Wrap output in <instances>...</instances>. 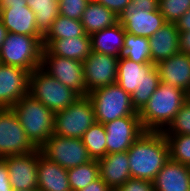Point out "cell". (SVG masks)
Here are the masks:
<instances>
[{"instance_id": "obj_22", "label": "cell", "mask_w": 190, "mask_h": 191, "mask_svg": "<svg viewBox=\"0 0 190 191\" xmlns=\"http://www.w3.org/2000/svg\"><path fill=\"white\" fill-rule=\"evenodd\" d=\"M155 191H190L189 166L169 159L153 181Z\"/></svg>"}, {"instance_id": "obj_35", "label": "cell", "mask_w": 190, "mask_h": 191, "mask_svg": "<svg viewBox=\"0 0 190 191\" xmlns=\"http://www.w3.org/2000/svg\"><path fill=\"white\" fill-rule=\"evenodd\" d=\"M115 191H155L152 181L129 178L123 185Z\"/></svg>"}, {"instance_id": "obj_25", "label": "cell", "mask_w": 190, "mask_h": 191, "mask_svg": "<svg viewBox=\"0 0 190 191\" xmlns=\"http://www.w3.org/2000/svg\"><path fill=\"white\" fill-rule=\"evenodd\" d=\"M119 22V17L95 0L88 1L81 23L86 34L91 35Z\"/></svg>"}, {"instance_id": "obj_41", "label": "cell", "mask_w": 190, "mask_h": 191, "mask_svg": "<svg viewBox=\"0 0 190 191\" xmlns=\"http://www.w3.org/2000/svg\"><path fill=\"white\" fill-rule=\"evenodd\" d=\"M175 24L179 32L190 31V9Z\"/></svg>"}, {"instance_id": "obj_16", "label": "cell", "mask_w": 190, "mask_h": 191, "mask_svg": "<svg viewBox=\"0 0 190 191\" xmlns=\"http://www.w3.org/2000/svg\"><path fill=\"white\" fill-rule=\"evenodd\" d=\"M119 23L125 32L150 38L166 21L159 10L141 11L130 3L119 16Z\"/></svg>"}, {"instance_id": "obj_4", "label": "cell", "mask_w": 190, "mask_h": 191, "mask_svg": "<svg viewBox=\"0 0 190 191\" xmlns=\"http://www.w3.org/2000/svg\"><path fill=\"white\" fill-rule=\"evenodd\" d=\"M11 109L38 149L53 134L55 113L31 95L22 97Z\"/></svg>"}, {"instance_id": "obj_43", "label": "cell", "mask_w": 190, "mask_h": 191, "mask_svg": "<svg viewBox=\"0 0 190 191\" xmlns=\"http://www.w3.org/2000/svg\"><path fill=\"white\" fill-rule=\"evenodd\" d=\"M7 34H8V31L4 27V24L2 23V21L0 20V49L4 43V40L7 36Z\"/></svg>"}, {"instance_id": "obj_34", "label": "cell", "mask_w": 190, "mask_h": 191, "mask_svg": "<svg viewBox=\"0 0 190 191\" xmlns=\"http://www.w3.org/2000/svg\"><path fill=\"white\" fill-rule=\"evenodd\" d=\"M88 0H61L59 4V14L81 21L83 12L87 6Z\"/></svg>"}, {"instance_id": "obj_1", "label": "cell", "mask_w": 190, "mask_h": 191, "mask_svg": "<svg viewBox=\"0 0 190 191\" xmlns=\"http://www.w3.org/2000/svg\"><path fill=\"white\" fill-rule=\"evenodd\" d=\"M127 153L131 178L152 182L170 159L163 132L144 131Z\"/></svg>"}, {"instance_id": "obj_8", "label": "cell", "mask_w": 190, "mask_h": 191, "mask_svg": "<svg viewBox=\"0 0 190 191\" xmlns=\"http://www.w3.org/2000/svg\"><path fill=\"white\" fill-rule=\"evenodd\" d=\"M95 122V110L90 98L80 96L70 106L55 113L53 134L82 138Z\"/></svg>"}, {"instance_id": "obj_5", "label": "cell", "mask_w": 190, "mask_h": 191, "mask_svg": "<svg viewBox=\"0 0 190 191\" xmlns=\"http://www.w3.org/2000/svg\"><path fill=\"white\" fill-rule=\"evenodd\" d=\"M43 38L8 32L0 49L3 65L20 67L28 72L41 67Z\"/></svg>"}, {"instance_id": "obj_17", "label": "cell", "mask_w": 190, "mask_h": 191, "mask_svg": "<svg viewBox=\"0 0 190 191\" xmlns=\"http://www.w3.org/2000/svg\"><path fill=\"white\" fill-rule=\"evenodd\" d=\"M160 81L190 93V56L178 52L155 65Z\"/></svg>"}, {"instance_id": "obj_19", "label": "cell", "mask_w": 190, "mask_h": 191, "mask_svg": "<svg viewBox=\"0 0 190 191\" xmlns=\"http://www.w3.org/2000/svg\"><path fill=\"white\" fill-rule=\"evenodd\" d=\"M99 177L115 191L131 178L127 151L109 153L98 160Z\"/></svg>"}, {"instance_id": "obj_28", "label": "cell", "mask_w": 190, "mask_h": 191, "mask_svg": "<svg viewBox=\"0 0 190 191\" xmlns=\"http://www.w3.org/2000/svg\"><path fill=\"white\" fill-rule=\"evenodd\" d=\"M27 6L35 13L36 26L44 36L53 21L60 15L59 4L54 0H26Z\"/></svg>"}, {"instance_id": "obj_14", "label": "cell", "mask_w": 190, "mask_h": 191, "mask_svg": "<svg viewBox=\"0 0 190 191\" xmlns=\"http://www.w3.org/2000/svg\"><path fill=\"white\" fill-rule=\"evenodd\" d=\"M30 72L20 67L0 65V109L11 108L29 94Z\"/></svg>"}, {"instance_id": "obj_7", "label": "cell", "mask_w": 190, "mask_h": 191, "mask_svg": "<svg viewBox=\"0 0 190 191\" xmlns=\"http://www.w3.org/2000/svg\"><path fill=\"white\" fill-rule=\"evenodd\" d=\"M29 95L39 100L54 113L64 110L80 97L41 67L30 73Z\"/></svg>"}, {"instance_id": "obj_44", "label": "cell", "mask_w": 190, "mask_h": 191, "mask_svg": "<svg viewBox=\"0 0 190 191\" xmlns=\"http://www.w3.org/2000/svg\"><path fill=\"white\" fill-rule=\"evenodd\" d=\"M14 191H39L38 189H29V190H14Z\"/></svg>"}, {"instance_id": "obj_39", "label": "cell", "mask_w": 190, "mask_h": 191, "mask_svg": "<svg viewBox=\"0 0 190 191\" xmlns=\"http://www.w3.org/2000/svg\"><path fill=\"white\" fill-rule=\"evenodd\" d=\"M79 191H113L100 177Z\"/></svg>"}, {"instance_id": "obj_38", "label": "cell", "mask_w": 190, "mask_h": 191, "mask_svg": "<svg viewBox=\"0 0 190 191\" xmlns=\"http://www.w3.org/2000/svg\"><path fill=\"white\" fill-rule=\"evenodd\" d=\"M136 9L141 11H154L158 10L159 0H131L130 2Z\"/></svg>"}, {"instance_id": "obj_24", "label": "cell", "mask_w": 190, "mask_h": 191, "mask_svg": "<svg viewBox=\"0 0 190 191\" xmlns=\"http://www.w3.org/2000/svg\"><path fill=\"white\" fill-rule=\"evenodd\" d=\"M125 34L124 27L119 22L112 27L92 33L90 35L92 51L118 57L124 47Z\"/></svg>"}, {"instance_id": "obj_20", "label": "cell", "mask_w": 190, "mask_h": 191, "mask_svg": "<svg viewBox=\"0 0 190 191\" xmlns=\"http://www.w3.org/2000/svg\"><path fill=\"white\" fill-rule=\"evenodd\" d=\"M38 190L39 191H72L67 169L48 160L38 149Z\"/></svg>"}, {"instance_id": "obj_29", "label": "cell", "mask_w": 190, "mask_h": 191, "mask_svg": "<svg viewBox=\"0 0 190 191\" xmlns=\"http://www.w3.org/2000/svg\"><path fill=\"white\" fill-rule=\"evenodd\" d=\"M81 139L92 160H100L106 156V130L104 124L95 122L83 134Z\"/></svg>"}, {"instance_id": "obj_10", "label": "cell", "mask_w": 190, "mask_h": 191, "mask_svg": "<svg viewBox=\"0 0 190 191\" xmlns=\"http://www.w3.org/2000/svg\"><path fill=\"white\" fill-rule=\"evenodd\" d=\"M38 150L30 141L11 108L0 109V157L22 155Z\"/></svg>"}, {"instance_id": "obj_40", "label": "cell", "mask_w": 190, "mask_h": 191, "mask_svg": "<svg viewBox=\"0 0 190 191\" xmlns=\"http://www.w3.org/2000/svg\"><path fill=\"white\" fill-rule=\"evenodd\" d=\"M179 51L190 56V31L180 32Z\"/></svg>"}, {"instance_id": "obj_31", "label": "cell", "mask_w": 190, "mask_h": 191, "mask_svg": "<svg viewBox=\"0 0 190 191\" xmlns=\"http://www.w3.org/2000/svg\"><path fill=\"white\" fill-rule=\"evenodd\" d=\"M172 161L190 166V135L164 134Z\"/></svg>"}, {"instance_id": "obj_12", "label": "cell", "mask_w": 190, "mask_h": 191, "mask_svg": "<svg viewBox=\"0 0 190 191\" xmlns=\"http://www.w3.org/2000/svg\"><path fill=\"white\" fill-rule=\"evenodd\" d=\"M119 58L98 52H91L83 61L84 83L87 94L95 89L111 85L117 81Z\"/></svg>"}, {"instance_id": "obj_33", "label": "cell", "mask_w": 190, "mask_h": 191, "mask_svg": "<svg viewBox=\"0 0 190 191\" xmlns=\"http://www.w3.org/2000/svg\"><path fill=\"white\" fill-rule=\"evenodd\" d=\"M163 134H185L190 135V100L182 105L172 122L163 131Z\"/></svg>"}, {"instance_id": "obj_42", "label": "cell", "mask_w": 190, "mask_h": 191, "mask_svg": "<svg viewBox=\"0 0 190 191\" xmlns=\"http://www.w3.org/2000/svg\"><path fill=\"white\" fill-rule=\"evenodd\" d=\"M13 5H27L26 0H2L0 2V10L2 8H9Z\"/></svg>"}, {"instance_id": "obj_27", "label": "cell", "mask_w": 190, "mask_h": 191, "mask_svg": "<svg viewBox=\"0 0 190 191\" xmlns=\"http://www.w3.org/2000/svg\"><path fill=\"white\" fill-rule=\"evenodd\" d=\"M118 58H127L136 63H151L149 38L135 36L126 32L124 37V47L120 50Z\"/></svg>"}, {"instance_id": "obj_32", "label": "cell", "mask_w": 190, "mask_h": 191, "mask_svg": "<svg viewBox=\"0 0 190 191\" xmlns=\"http://www.w3.org/2000/svg\"><path fill=\"white\" fill-rule=\"evenodd\" d=\"M190 9V0H159L158 10L166 22L175 23Z\"/></svg>"}, {"instance_id": "obj_18", "label": "cell", "mask_w": 190, "mask_h": 191, "mask_svg": "<svg viewBox=\"0 0 190 191\" xmlns=\"http://www.w3.org/2000/svg\"><path fill=\"white\" fill-rule=\"evenodd\" d=\"M0 20L10 33L43 38L36 26L35 13L27 5H13L0 10Z\"/></svg>"}, {"instance_id": "obj_21", "label": "cell", "mask_w": 190, "mask_h": 191, "mask_svg": "<svg viewBox=\"0 0 190 191\" xmlns=\"http://www.w3.org/2000/svg\"><path fill=\"white\" fill-rule=\"evenodd\" d=\"M179 34L175 23L166 22L149 38L151 63L157 65L179 52Z\"/></svg>"}, {"instance_id": "obj_30", "label": "cell", "mask_w": 190, "mask_h": 191, "mask_svg": "<svg viewBox=\"0 0 190 191\" xmlns=\"http://www.w3.org/2000/svg\"><path fill=\"white\" fill-rule=\"evenodd\" d=\"M67 173L71 190L79 191L99 178L98 160L67 169Z\"/></svg>"}, {"instance_id": "obj_36", "label": "cell", "mask_w": 190, "mask_h": 191, "mask_svg": "<svg viewBox=\"0 0 190 191\" xmlns=\"http://www.w3.org/2000/svg\"><path fill=\"white\" fill-rule=\"evenodd\" d=\"M113 11L118 17L122 14L124 9L130 4L131 0H95Z\"/></svg>"}, {"instance_id": "obj_26", "label": "cell", "mask_w": 190, "mask_h": 191, "mask_svg": "<svg viewBox=\"0 0 190 191\" xmlns=\"http://www.w3.org/2000/svg\"><path fill=\"white\" fill-rule=\"evenodd\" d=\"M86 34L81 21L59 15L51 24V28L43 36V48H46L53 40L68 39Z\"/></svg>"}, {"instance_id": "obj_2", "label": "cell", "mask_w": 190, "mask_h": 191, "mask_svg": "<svg viewBox=\"0 0 190 191\" xmlns=\"http://www.w3.org/2000/svg\"><path fill=\"white\" fill-rule=\"evenodd\" d=\"M187 99L188 94L184 90L160 81L147 104L138 113L143 129L163 132Z\"/></svg>"}, {"instance_id": "obj_13", "label": "cell", "mask_w": 190, "mask_h": 191, "mask_svg": "<svg viewBox=\"0 0 190 191\" xmlns=\"http://www.w3.org/2000/svg\"><path fill=\"white\" fill-rule=\"evenodd\" d=\"M107 154L128 151L145 131L139 116H127L104 124Z\"/></svg>"}, {"instance_id": "obj_6", "label": "cell", "mask_w": 190, "mask_h": 191, "mask_svg": "<svg viewBox=\"0 0 190 191\" xmlns=\"http://www.w3.org/2000/svg\"><path fill=\"white\" fill-rule=\"evenodd\" d=\"M94 107L96 122L106 124L127 116H139L131 102V95L117 83L88 93Z\"/></svg>"}, {"instance_id": "obj_9", "label": "cell", "mask_w": 190, "mask_h": 191, "mask_svg": "<svg viewBox=\"0 0 190 191\" xmlns=\"http://www.w3.org/2000/svg\"><path fill=\"white\" fill-rule=\"evenodd\" d=\"M39 149L48 160L65 169L74 168L92 160L81 138L52 134Z\"/></svg>"}, {"instance_id": "obj_11", "label": "cell", "mask_w": 190, "mask_h": 191, "mask_svg": "<svg viewBox=\"0 0 190 191\" xmlns=\"http://www.w3.org/2000/svg\"><path fill=\"white\" fill-rule=\"evenodd\" d=\"M41 68L79 96H87L83 62L51 55L42 50Z\"/></svg>"}, {"instance_id": "obj_37", "label": "cell", "mask_w": 190, "mask_h": 191, "mask_svg": "<svg viewBox=\"0 0 190 191\" xmlns=\"http://www.w3.org/2000/svg\"><path fill=\"white\" fill-rule=\"evenodd\" d=\"M0 191H14L10 184L7 163L2 157H0Z\"/></svg>"}, {"instance_id": "obj_23", "label": "cell", "mask_w": 190, "mask_h": 191, "mask_svg": "<svg viewBox=\"0 0 190 191\" xmlns=\"http://www.w3.org/2000/svg\"><path fill=\"white\" fill-rule=\"evenodd\" d=\"M51 55L83 62L92 52L90 35L53 40L46 48Z\"/></svg>"}, {"instance_id": "obj_15", "label": "cell", "mask_w": 190, "mask_h": 191, "mask_svg": "<svg viewBox=\"0 0 190 191\" xmlns=\"http://www.w3.org/2000/svg\"><path fill=\"white\" fill-rule=\"evenodd\" d=\"M13 190L38 189V150L5 157Z\"/></svg>"}, {"instance_id": "obj_3", "label": "cell", "mask_w": 190, "mask_h": 191, "mask_svg": "<svg viewBox=\"0 0 190 191\" xmlns=\"http://www.w3.org/2000/svg\"><path fill=\"white\" fill-rule=\"evenodd\" d=\"M159 82V72L153 63L119 59L116 83L131 95V102L137 113L147 104Z\"/></svg>"}]
</instances>
